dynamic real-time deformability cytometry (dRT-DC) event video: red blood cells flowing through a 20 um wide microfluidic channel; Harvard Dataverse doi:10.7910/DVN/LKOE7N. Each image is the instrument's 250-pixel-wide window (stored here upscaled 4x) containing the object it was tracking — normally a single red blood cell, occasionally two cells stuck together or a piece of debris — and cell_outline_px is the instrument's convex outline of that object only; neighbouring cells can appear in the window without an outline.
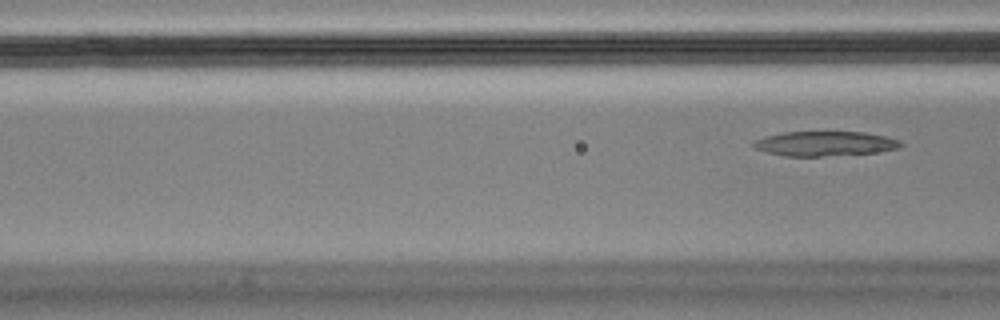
{"species": "Egyptian fruit bat (a non-hibernating species)", "species_latin": "Rousettus aegyptiacus", "temperature_condition": "cold", "stored_images_in_passage": 7, "segment_of_instrument_passage": [2, 2], "camera_frame_rate_fps": 3000, "um_per_image_px": 0.085, "animal": {"sex": "male"}, "frame": {"image": 1, "passage_image": 7, "time_ms": 2.0, "image_size_px": [1000, 320], "cell_outline_px": [[904, 144], [900, 148], [876, 152], [820, 156], [784, 156], [768, 152], [756, 148], [752, 144], [756, 140], [764, 136], [784, 132], [864, 132], [884, 136], [900, 140]], "centroid_in_image_um": [70.14, 12.2], "position_along_channel_um": 96.5, "area_um2": 20.98}}